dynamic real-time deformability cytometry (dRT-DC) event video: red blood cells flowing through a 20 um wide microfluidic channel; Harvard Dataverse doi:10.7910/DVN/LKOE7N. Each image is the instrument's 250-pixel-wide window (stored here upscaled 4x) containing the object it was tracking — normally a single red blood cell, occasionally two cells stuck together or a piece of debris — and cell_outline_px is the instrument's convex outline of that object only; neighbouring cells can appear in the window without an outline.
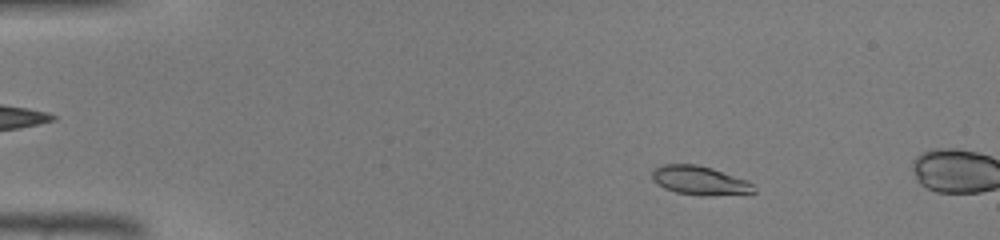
{"species": "common noctule bat (a hibernating species)", "species_latin": "Nyctalus noctula", "temperature_condition": "warm", "stored_images_in_passage": 11, "camera_frame_rate_fps": 3000, "um_per_image_px": 0.085, "animal": {"sex": "male", "body_mass_g": 19.0, "forearm_length_mm": 50.8}, "frame": {"image": 1, "passage_image": 7, "time_ms": 2.0, "image_size_px": [1000, 240], "cell_outline_px": [[756, 192], [704, 196], [700, 196], [676, 192], [664, 188], [652, 180], [652, 168], [660, 164], [696, 164], [712, 168], [748, 180], [756, 188]], "centroid_in_image_um": [59.45, 15.33], "position_along_channel_um": 25.6, "area_um2": 17.28}}